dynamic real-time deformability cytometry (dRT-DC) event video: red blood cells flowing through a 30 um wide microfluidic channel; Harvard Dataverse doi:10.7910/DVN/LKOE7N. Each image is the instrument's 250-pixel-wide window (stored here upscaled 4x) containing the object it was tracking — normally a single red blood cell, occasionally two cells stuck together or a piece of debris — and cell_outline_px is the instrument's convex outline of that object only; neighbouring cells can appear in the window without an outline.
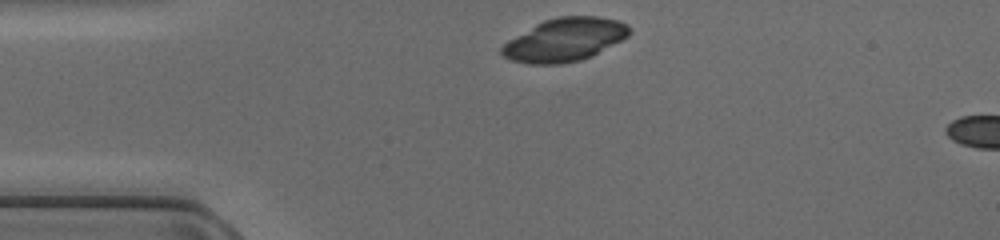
{"species": "common noctule bat (a hibernating species)", "species_latin": "Nyctalus noctula", "temperature_condition": "cold", "stored_images_in_passage": 4, "camera_frame_rate_fps": 3000, "um_per_image_px": 0.085, "animal": {"sex": "female", "body_mass_g": 17.0, "forearm_length_mm": 48.0}, "frame": {"image": 1, "passage_image": 1, "time_ms": 0.0, "image_size_px": [1000, 240], "cell_outline_px": [[632, 32], [628, 36], [592, 56], [580, 60], [560, 64], [528, 64], [512, 60], [504, 56], [500, 52], [500, 48], [508, 40], [536, 24], [544, 20], [556, 16], [596, 16], [616, 20], [628, 24]], "centroid_in_image_um": [48.0, 3.38], "position_along_channel_um": 37.0, "area_um2": 32.02}}